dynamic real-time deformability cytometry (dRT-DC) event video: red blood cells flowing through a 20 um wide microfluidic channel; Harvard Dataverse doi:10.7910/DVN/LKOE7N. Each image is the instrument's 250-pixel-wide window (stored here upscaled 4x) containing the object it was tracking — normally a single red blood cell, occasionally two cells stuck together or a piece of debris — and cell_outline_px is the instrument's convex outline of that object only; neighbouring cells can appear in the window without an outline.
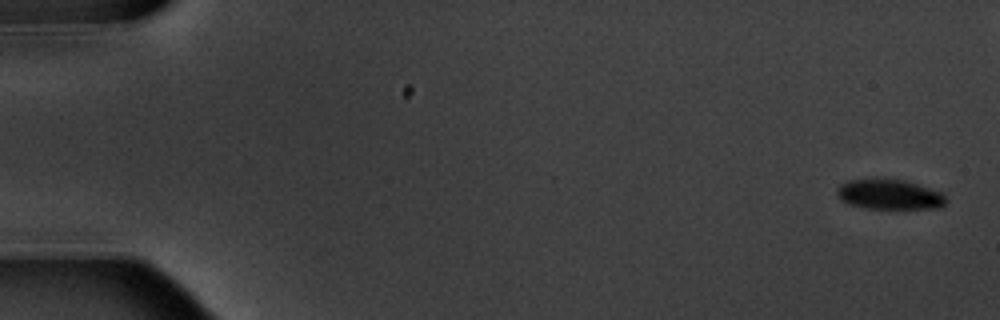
{"species": "common noctule bat (a hibernating species)", "species_latin": "Nyctalus noctula", "temperature_condition": "warm", "stored_images_in_passage": 10, "camera_frame_rate_fps": 3000, "um_per_image_px": 0.085, "animal": {"sex": "male", "body_mass_g": 20.1, "forearm_length_mm": 53.5}, "frame": {"image": 1, "passage_image": 1, "time_ms": 0.0, "image_size_px": [1000, 320], "cell_outline_px": [[948, 200], [940, 208], [864, 208], [848, 204], [840, 200], [836, 196], [836, 188], [840, 184], [848, 180], [904, 180], [944, 192]], "centroid_in_image_um": [75.61, 16.54], "position_along_channel_um": 9.4, "area_um2": 19.07}}